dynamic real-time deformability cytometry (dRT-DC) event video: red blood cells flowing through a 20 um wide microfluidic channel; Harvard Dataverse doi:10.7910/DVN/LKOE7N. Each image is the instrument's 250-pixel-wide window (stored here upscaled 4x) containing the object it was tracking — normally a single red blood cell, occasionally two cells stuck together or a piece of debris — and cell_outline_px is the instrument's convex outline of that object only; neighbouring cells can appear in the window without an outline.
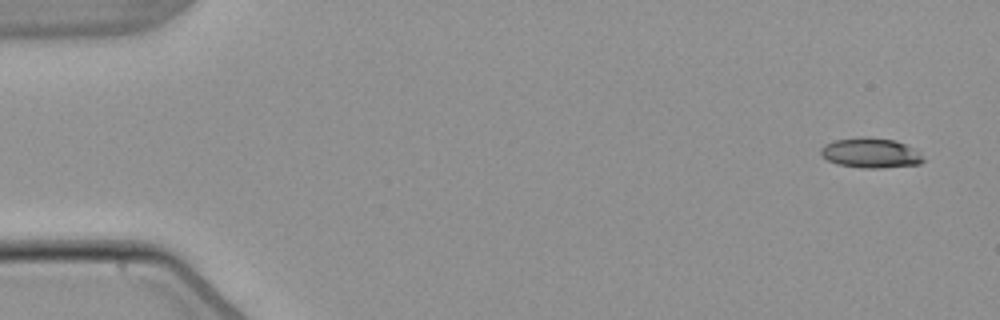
{"species": "common noctule bat (a hibernating species)", "species_latin": "Nyctalus noctula", "temperature_condition": "warm", "stored_images_in_passage": 7, "camera_frame_rate_fps": 3000, "um_per_image_px": 0.085, "animal": {"sex": "male", "body_mass_g": 21.5, "forearm_length_mm": 52.0}, "frame": {"image": 1, "passage_image": 1, "time_ms": 0.0, "image_size_px": [1000, 320], "cell_outline_px": [[924, 160], [920, 164], [884, 168], [860, 168], [836, 164], [828, 160], [820, 152], [820, 148], [824, 144], [836, 140], [860, 136], [864, 136], [896, 140], [920, 152]], "centroid_in_image_um": [74.0, 13.0], "position_along_channel_um": 11.0, "area_um2": 18.03}}
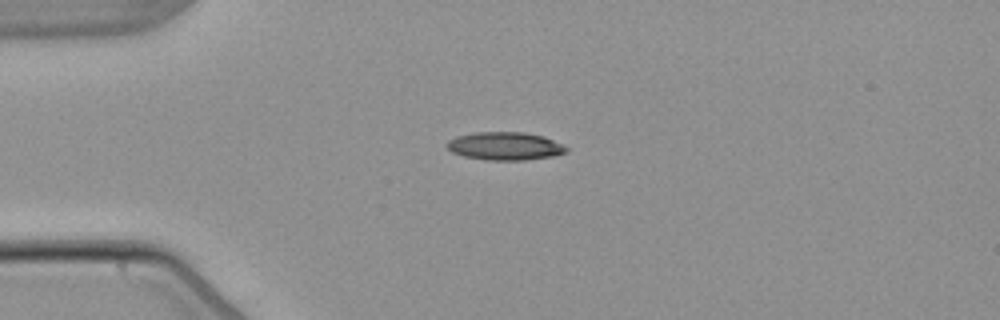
{"frame": {"image": 2, "passage_image": 4, "time_ms": 3.667, "image_size_px": [1000, 320], "cell_outline_px": [[568, 148], [564, 152], [552, 156], [524, 160], [484, 160], [464, 156], [452, 152], [444, 144], [448, 140], [456, 136], [476, 132], [524, 132], [544, 136]], "centroid_in_image_um": [42.86, 12.41], "position_along_channel_um": 42.1, "area_um2": 19.42}}
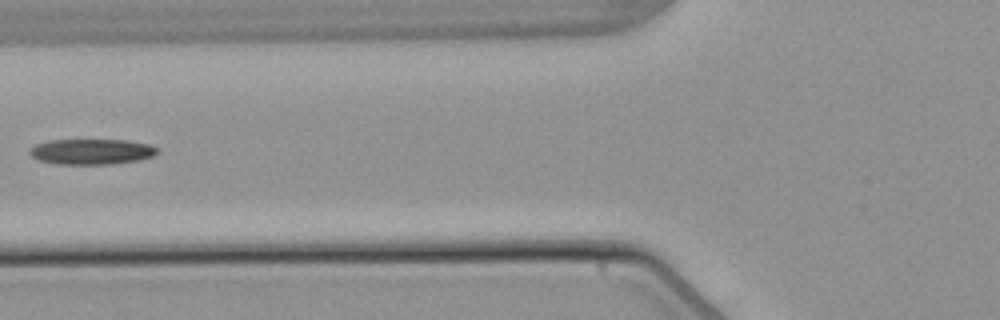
{"frame": {"image": 3, "passage_image": 6, "time_ms": 6.333, "image_size_px": [1000, 320], "cell_outline_px": [[160, 152], [152, 156], [140, 160], [112, 164], [56, 164], [40, 160], [32, 156], [28, 152], [36, 144], [48, 140], [128, 140], [148, 144], [156, 148]], "centroid_in_image_um": [7.8, 12.89], "position_along_channel_um": 118.0, "area_um2": 18.96}}